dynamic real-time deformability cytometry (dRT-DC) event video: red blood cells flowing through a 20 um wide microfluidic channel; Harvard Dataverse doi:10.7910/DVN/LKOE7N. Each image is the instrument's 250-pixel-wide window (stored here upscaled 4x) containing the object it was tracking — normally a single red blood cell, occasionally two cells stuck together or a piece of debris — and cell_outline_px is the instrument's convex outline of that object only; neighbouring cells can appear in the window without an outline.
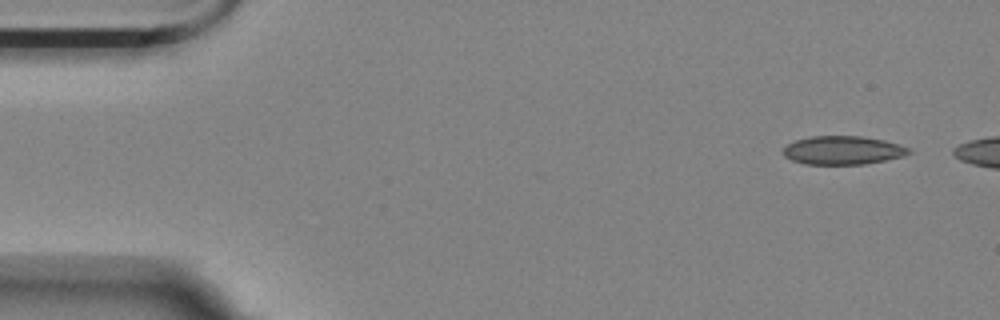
{"species": "Egyptian fruit bat (a non-hibernating species)", "species_latin": "Rousettus aegyptiacus", "temperature_condition": "room temperature", "stored_images_in_passage": 6, "camera_frame_rate_fps": 3000, "um_per_image_px": 0.085, "animal": {"sex": "female"}, "frame": {"image": 1, "passage_image": 1, "time_ms": 0.0, "image_size_px": [1000, 320], "cell_outline_px": [[912, 152], [904, 156], [864, 164], [804, 164], [792, 160], [784, 156], [784, 148], [788, 144], [796, 140], [812, 136], [864, 136], [884, 140], [908, 148]], "centroid_in_image_um": [71.63, 12.77], "position_along_channel_um": 13.4, "area_um2": 20.69}}